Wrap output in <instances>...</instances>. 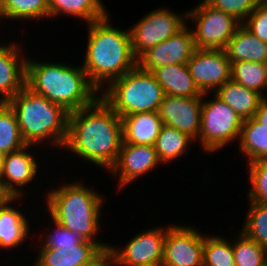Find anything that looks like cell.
Listing matches in <instances>:
<instances>
[{
	"label": "cell",
	"instance_id": "6da1fadb",
	"mask_svg": "<svg viewBox=\"0 0 267 266\" xmlns=\"http://www.w3.org/2000/svg\"><path fill=\"white\" fill-rule=\"evenodd\" d=\"M122 141L121 117L101 97L92 105L69 113L63 151L69 149L77 157L109 171L117 161Z\"/></svg>",
	"mask_w": 267,
	"mask_h": 266
},
{
	"label": "cell",
	"instance_id": "7a4b0ae2",
	"mask_svg": "<svg viewBox=\"0 0 267 266\" xmlns=\"http://www.w3.org/2000/svg\"><path fill=\"white\" fill-rule=\"evenodd\" d=\"M109 21L107 16L87 24V49L81 65L99 92L138 65L132 51L129 29L113 27Z\"/></svg>",
	"mask_w": 267,
	"mask_h": 266
},
{
	"label": "cell",
	"instance_id": "3957f363",
	"mask_svg": "<svg viewBox=\"0 0 267 266\" xmlns=\"http://www.w3.org/2000/svg\"><path fill=\"white\" fill-rule=\"evenodd\" d=\"M26 87L62 106L69 113L92 105L100 92L82 66L36 61L27 57Z\"/></svg>",
	"mask_w": 267,
	"mask_h": 266
},
{
	"label": "cell",
	"instance_id": "277c9868",
	"mask_svg": "<svg viewBox=\"0 0 267 266\" xmlns=\"http://www.w3.org/2000/svg\"><path fill=\"white\" fill-rule=\"evenodd\" d=\"M62 185L47 191L45 200L49 218L100 249L110 248L111 245L95 239L101 227L103 196L79 181Z\"/></svg>",
	"mask_w": 267,
	"mask_h": 266
},
{
	"label": "cell",
	"instance_id": "5b68a950",
	"mask_svg": "<svg viewBox=\"0 0 267 266\" xmlns=\"http://www.w3.org/2000/svg\"><path fill=\"white\" fill-rule=\"evenodd\" d=\"M6 103L14 111L21 136L27 145L49 143L57 149H63L68 136L69 112L62 106L26 86Z\"/></svg>",
	"mask_w": 267,
	"mask_h": 266
},
{
	"label": "cell",
	"instance_id": "8992f818",
	"mask_svg": "<svg viewBox=\"0 0 267 266\" xmlns=\"http://www.w3.org/2000/svg\"><path fill=\"white\" fill-rule=\"evenodd\" d=\"M100 97L123 117L158 111L165 92L151 72L137 65L104 88Z\"/></svg>",
	"mask_w": 267,
	"mask_h": 266
},
{
	"label": "cell",
	"instance_id": "52a82bcc",
	"mask_svg": "<svg viewBox=\"0 0 267 266\" xmlns=\"http://www.w3.org/2000/svg\"><path fill=\"white\" fill-rule=\"evenodd\" d=\"M208 94L203 93L198 142L211 154L239 140L243 119L214 93L212 100H204Z\"/></svg>",
	"mask_w": 267,
	"mask_h": 266
},
{
	"label": "cell",
	"instance_id": "ba28073f",
	"mask_svg": "<svg viewBox=\"0 0 267 266\" xmlns=\"http://www.w3.org/2000/svg\"><path fill=\"white\" fill-rule=\"evenodd\" d=\"M192 8L187 11V19L195 22L192 33L196 49L225 50L242 23L234 16L213 8L205 0Z\"/></svg>",
	"mask_w": 267,
	"mask_h": 266
},
{
	"label": "cell",
	"instance_id": "9c48e42d",
	"mask_svg": "<svg viewBox=\"0 0 267 266\" xmlns=\"http://www.w3.org/2000/svg\"><path fill=\"white\" fill-rule=\"evenodd\" d=\"M187 15V12L178 14L164 7H159L144 15L129 28L135 58L138 60L150 48L182 30L188 24Z\"/></svg>",
	"mask_w": 267,
	"mask_h": 266
},
{
	"label": "cell",
	"instance_id": "30bf717a",
	"mask_svg": "<svg viewBox=\"0 0 267 266\" xmlns=\"http://www.w3.org/2000/svg\"><path fill=\"white\" fill-rule=\"evenodd\" d=\"M166 227H152L136 234L124 247L110 246L113 266H161Z\"/></svg>",
	"mask_w": 267,
	"mask_h": 266
},
{
	"label": "cell",
	"instance_id": "8fae6325",
	"mask_svg": "<svg viewBox=\"0 0 267 266\" xmlns=\"http://www.w3.org/2000/svg\"><path fill=\"white\" fill-rule=\"evenodd\" d=\"M204 235L195 226H167L161 266H203Z\"/></svg>",
	"mask_w": 267,
	"mask_h": 266
},
{
	"label": "cell",
	"instance_id": "7c38bea8",
	"mask_svg": "<svg viewBox=\"0 0 267 266\" xmlns=\"http://www.w3.org/2000/svg\"><path fill=\"white\" fill-rule=\"evenodd\" d=\"M187 66L202 93L215 92L231 80V62L225 50L196 49Z\"/></svg>",
	"mask_w": 267,
	"mask_h": 266
},
{
	"label": "cell",
	"instance_id": "4fadbf2b",
	"mask_svg": "<svg viewBox=\"0 0 267 266\" xmlns=\"http://www.w3.org/2000/svg\"><path fill=\"white\" fill-rule=\"evenodd\" d=\"M195 50L193 33L187 24L177 34L146 51L138 59V66L152 72L160 66L187 64Z\"/></svg>",
	"mask_w": 267,
	"mask_h": 266
},
{
	"label": "cell",
	"instance_id": "5bb4252c",
	"mask_svg": "<svg viewBox=\"0 0 267 266\" xmlns=\"http://www.w3.org/2000/svg\"><path fill=\"white\" fill-rule=\"evenodd\" d=\"M159 164L154 145H134L122 143L116 163L110 168L109 173L118 182V188L136 181L139 177L153 171ZM117 176V177H116Z\"/></svg>",
	"mask_w": 267,
	"mask_h": 266
},
{
	"label": "cell",
	"instance_id": "9a60e30c",
	"mask_svg": "<svg viewBox=\"0 0 267 266\" xmlns=\"http://www.w3.org/2000/svg\"><path fill=\"white\" fill-rule=\"evenodd\" d=\"M203 97L165 95L158 114L163 125L175 128L198 141Z\"/></svg>",
	"mask_w": 267,
	"mask_h": 266
},
{
	"label": "cell",
	"instance_id": "2e32d148",
	"mask_svg": "<svg viewBox=\"0 0 267 266\" xmlns=\"http://www.w3.org/2000/svg\"><path fill=\"white\" fill-rule=\"evenodd\" d=\"M34 145H26L23 148L4 155L1 178L7 189L15 198H21L25 193L22 187L35 181L39 175L38 159L28 151ZM23 191V192H22Z\"/></svg>",
	"mask_w": 267,
	"mask_h": 266
},
{
	"label": "cell",
	"instance_id": "e0dca14e",
	"mask_svg": "<svg viewBox=\"0 0 267 266\" xmlns=\"http://www.w3.org/2000/svg\"><path fill=\"white\" fill-rule=\"evenodd\" d=\"M15 41L0 47V100L7 102L26 86L27 58ZM21 53V54H20ZM22 55V56H21Z\"/></svg>",
	"mask_w": 267,
	"mask_h": 266
},
{
	"label": "cell",
	"instance_id": "ac0fdd59",
	"mask_svg": "<svg viewBox=\"0 0 267 266\" xmlns=\"http://www.w3.org/2000/svg\"><path fill=\"white\" fill-rule=\"evenodd\" d=\"M122 143L154 145L163 126L158 111L142 112L121 117Z\"/></svg>",
	"mask_w": 267,
	"mask_h": 266
},
{
	"label": "cell",
	"instance_id": "d6986e66",
	"mask_svg": "<svg viewBox=\"0 0 267 266\" xmlns=\"http://www.w3.org/2000/svg\"><path fill=\"white\" fill-rule=\"evenodd\" d=\"M100 250L95 243L86 240L60 249L40 246L34 266H78L91 260Z\"/></svg>",
	"mask_w": 267,
	"mask_h": 266
},
{
	"label": "cell",
	"instance_id": "ffe728a7",
	"mask_svg": "<svg viewBox=\"0 0 267 266\" xmlns=\"http://www.w3.org/2000/svg\"><path fill=\"white\" fill-rule=\"evenodd\" d=\"M151 73L164 90L165 95L186 98L203 97V93L196 86L187 64L160 66Z\"/></svg>",
	"mask_w": 267,
	"mask_h": 266
},
{
	"label": "cell",
	"instance_id": "44dd1931",
	"mask_svg": "<svg viewBox=\"0 0 267 266\" xmlns=\"http://www.w3.org/2000/svg\"><path fill=\"white\" fill-rule=\"evenodd\" d=\"M20 201L15 198L8 205L0 208V249L10 250L24 244L29 236L30 224L20 209L11 206L13 202Z\"/></svg>",
	"mask_w": 267,
	"mask_h": 266
},
{
	"label": "cell",
	"instance_id": "7402d4cb",
	"mask_svg": "<svg viewBox=\"0 0 267 266\" xmlns=\"http://www.w3.org/2000/svg\"><path fill=\"white\" fill-rule=\"evenodd\" d=\"M225 51L231 64L239 61L267 64V43L261 41L242 24L229 40Z\"/></svg>",
	"mask_w": 267,
	"mask_h": 266
},
{
	"label": "cell",
	"instance_id": "603a6c76",
	"mask_svg": "<svg viewBox=\"0 0 267 266\" xmlns=\"http://www.w3.org/2000/svg\"><path fill=\"white\" fill-rule=\"evenodd\" d=\"M243 120L253 118L264 97L233 80L227 81L215 92Z\"/></svg>",
	"mask_w": 267,
	"mask_h": 266
},
{
	"label": "cell",
	"instance_id": "cb8c5ba5",
	"mask_svg": "<svg viewBox=\"0 0 267 266\" xmlns=\"http://www.w3.org/2000/svg\"><path fill=\"white\" fill-rule=\"evenodd\" d=\"M48 10L51 19L66 14L87 24L110 17L101 0H48Z\"/></svg>",
	"mask_w": 267,
	"mask_h": 266
},
{
	"label": "cell",
	"instance_id": "d4e9b609",
	"mask_svg": "<svg viewBox=\"0 0 267 266\" xmlns=\"http://www.w3.org/2000/svg\"><path fill=\"white\" fill-rule=\"evenodd\" d=\"M238 141L239 150L248 159V163L267 159V126L254 117L243 120Z\"/></svg>",
	"mask_w": 267,
	"mask_h": 266
},
{
	"label": "cell",
	"instance_id": "484cf974",
	"mask_svg": "<svg viewBox=\"0 0 267 266\" xmlns=\"http://www.w3.org/2000/svg\"><path fill=\"white\" fill-rule=\"evenodd\" d=\"M197 142L179 130L163 125L154 144L158 159L164 165L178 160L189 151L191 144ZM190 146V147H189Z\"/></svg>",
	"mask_w": 267,
	"mask_h": 266
},
{
	"label": "cell",
	"instance_id": "4316f807",
	"mask_svg": "<svg viewBox=\"0 0 267 266\" xmlns=\"http://www.w3.org/2000/svg\"><path fill=\"white\" fill-rule=\"evenodd\" d=\"M231 80L257 91L264 98L267 89V64L239 61L231 64ZM263 91V92H262Z\"/></svg>",
	"mask_w": 267,
	"mask_h": 266
},
{
	"label": "cell",
	"instance_id": "83f0119b",
	"mask_svg": "<svg viewBox=\"0 0 267 266\" xmlns=\"http://www.w3.org/2000/svg\"><path fill=\"white\" fill-rule=\"evenodd\" d=\"M0 10L5 20L49 18L48 0H0Z\"/></svg>",
	"mask_w": 267,
	"mask_h": 266
},
{
	"label": "cell",
	"instance_id": "f1b7e54d",
	"mask_svg": "<svg viewBox=\"0 0 267 266\" xmlns=\"http://www.w3.org/2000/svg\"><path fill=\"white\" fill-rule=\"evenodd\" d=\"M26 145L14 111L6 102H3L0 104V154L17 151Z\"/></svg>",
	"mask_w": 267,
	"mask_h": 266
},
{
	"label": "cell",
	"instance_id": "f546056e",
	"mask_svg": "<svg viewBox=\"0 0 267 266\" xmlns=\"http://www.w3.org/2000/svg\"><path fill=\"white\" fill-rule=\"evenodd\" d=\"M232 242L235 266H267V249L239 232Z\"/></svg>",
	"mask_w": 267,
	"mask_h": 266
},
{
	"label": "cell",
	"instance_id": "4dcf8cb0",
	"mask_svg": "<svg viewBox=\"0 0 267 266\" xmlns=\"http://www.w3.org/2000/svg\"><path fill=\"white\" fill-rule=\"evenodd\" d=\"M223 236L205 234L203 266H235L232 242Z\"/></svg>",
	"mask_w": 267,
	"mask_h": 266
},
{
	"label": "cell",
	"instance_id": "1f68e13d",
	"mask_svg": "<svg viewBox=\"0 0 267 266\" xmlns=\"http://www.w3.org/2000/svg\"><path fill=\"white\" fill-rule=\"evenodd\" d=\"M248 206L241 232L267 249V206L252 201Z\"/></svg>",
	"mask_w": 267,
	"mask_h": 266
},
{
	"label": "cell",
	"instance_id": "d6a6232c",
	"mask_svg": "<svg viewBox=\"0 0 267 266\" xmlns=\"http://www.w3.org/2000/svg\"><path fill=\"white\" fill-rule=\"evenodd\" d=\"M247 164L248 180L251 185L248 190V200L267 206V159L256 160Z\"/></svg>",
	"mask_w": 267,
	"mask_h": 266
},
{
	"label": "cell",
	"instance_id": "836d02e7",
	"mask_svg": "<svg viewBox=\"0 0 267 266\" xmlns=\"http://www.w3.org/2000/svg\"><path fill=\"white\" fill-rule=\"evenodd\" d=\"M54 228L47 233L44 234L45 237H40L39 240L40 246H47L48 248L60 249V247H67V246H76L80 244L83 239L73 231H70L59 223L54 221L52 218ZM44 238V239H43ZM44 242V243H42Z\"/></svg>",
	"mask_w": 267,
	"mask_h": 266
},
{
	"label": "cell",
	"instance_id": "e575fe53",
	"mask_svg": "<svg viewBox=\"0 0 267 266\" xmlns=\"http://www.w3.org/2000/svg\"><path fill=\"white\" fill-rule=\"evenodd\" d=\"M213 8L222 10L243 22L258 6L256 0H205Z\"/></svg>",
	"mask_w": 267,
	"mask_h": 266
},
{
	"label": "cell",
	"instance_id": "d590c367",
	"mask_svg": "<svg viewBox=\"0 0 267 266\" xmlns=\"http://www.w3.org/2000/svg\"><path fill=\"white\" fill-rule=\"evenodd\" d=\"M242 25L261 41L267 43V6L258 5L242 22Z\"/></svg>",
	"mask_w": 267,
	"mask_h": 266
},
{
	"label": "cell",
	"instance_id": "8d00e7d4",
	"mask_svg": "<svg viewBox=\"0 0 267 266\" xmlns=\"http://www.w3.org/2000/svg\"><path fill=\"white\" fill-rule=\"evenodd\" d=\"M78 266H113L111 249H101L91 260Z\"/></svg>",
	"mask_w": 267,
	"mask_h": 266
},
{
	"label": "cell",
	"instance_id": "74e56055",
	"mask_svg": "<svg viewBox=\"0 0 267 266\" xmlns=\"http://www.w3.org/2000/svg\"><path fill=\"white\" fill-rule=\"evenodd\" d=\"M14 199V195L7 189L5 183L0 177V208L8 205Z\"/></svg>",
	"mask_w": 267,
	"mask_h": 266
},
{
	"label": "cell",
	"instance_id": "f35d334b",
	"mask_svg": "<svg viewBox=\"0 0 267 266\" xmlns=\"http://www.w3.org/2000/svg\"><path fill=\"white\" fill-rule=\"evenodd\" d=\"M254 118L264 126H267V97H265L259 104Z\"/></svg>",
	"mask_w": 267,
	"mask_h": 266
},
{
	"label": "cell",
	"instance_id": "ab89813d",
	"mask_svg": "<svg viewBox=\"0 0 267 266\" xmlns=\"http://www.w3.org/2000/svg\"><path fill=\"white\" fill-rule=\"evenodd\" d=\"M3 160H4V155L0 154V176H1L2 170H3Z\"/></svg>",
	"mask_w": 267,
	"mask_h": 266
},
{
	"label": "cell",
	"instance_id": "60d3db41",
	"mask_svg": "<svg viewBox=\"0 0 267 266\" xmlns=\"http://www.w3.org/2000/svg\"><path fill=\"white\" fill-rule=\"evenodd\" d=\"M258 5L267 6V0H256Z\"/></svg>",
	"mask_w": 267,
	"mask_h": 266
},
{
	"label": "cell",
	"instance_id": "b9f144b4",
	"mask_svg": "<svg viewBox=\"0 0 267 266\" xmlns=\"http://www.w3.org/2000/svg\"><path fill=\"white\" fill-rule=\"evenodd\" d=\"M0 19H4V15L2 14V11L0 10ZM1 21V20H0ZM4 44L0 43V47L3 46Z\"/></svg>",
	"mask_w": 267,
	"mask_h": 266
}]
</instances>
